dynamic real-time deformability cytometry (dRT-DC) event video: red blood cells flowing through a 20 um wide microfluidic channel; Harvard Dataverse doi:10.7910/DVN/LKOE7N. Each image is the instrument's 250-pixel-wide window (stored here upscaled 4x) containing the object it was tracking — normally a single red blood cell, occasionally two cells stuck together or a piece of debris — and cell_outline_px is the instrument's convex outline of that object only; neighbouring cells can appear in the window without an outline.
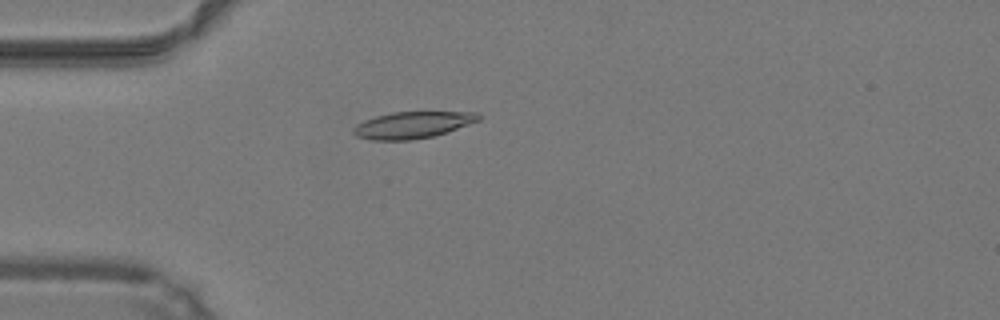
{"species": "common noctule bat (a hibernating species)", "species_latin": "Nyctalus noctula", "temperature_condition": "warm", "stored_images_in_passage": 20, "camera_frame_rate_fps": 3000, "um_per_image_px": 0.085, "animal": {"sex": "male", "body_mass_g": 19.2, "forearm_length_mm": 51.8}, "frame": {"image": 1, "passage_image": 6, "time_ms": 1.667, "image_size_px": [1000, 320], "cell_outline_px": [[480, 120], [448, 132], [432, 136], [412, 140], [372, 140], [356, 136], [352, 132], [352, 128], [356, 124], [364, 120], [376, 116], [392, 112], [480, 112]], "centroid_in_image_um": [35.06, 10.62], "position_along_channel_um": 49.9, "area_um2": 19.54}}
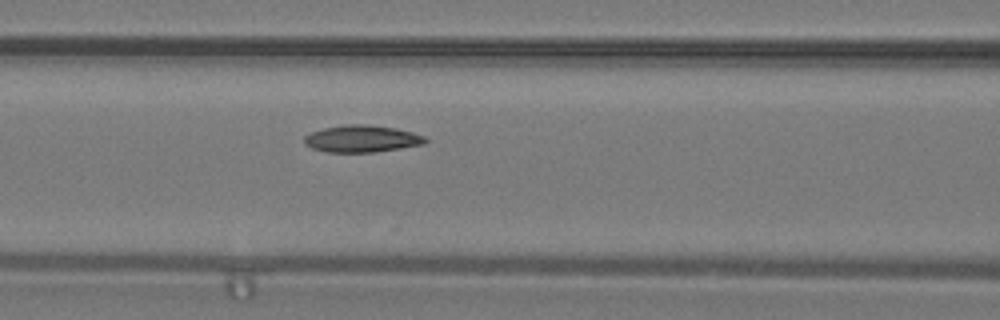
{"frame": {"image": 2, "passage_image": 13, "time_ms": 4.0, "image_size_px": [1000, 320], "cell_outline_px": [[428, 140], [424, 144], [400, 148], [372, 152], [328, 152], [312, 148], [304, 144], [304, 136], [312, 132], [324, 128], [344, 124], [368, 124], [396, 128], [412, 132], [424, 136]], "centroid_in_image_um": [30.75, 11.78], "position_along_channel_um": 135.9, "area_um2": 19.02}}
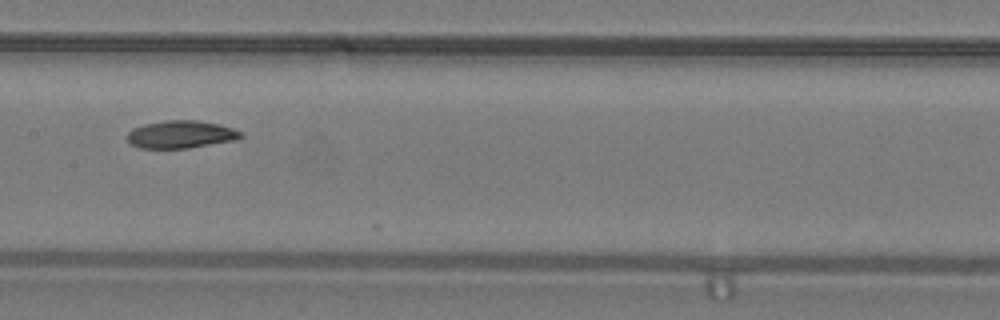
{"frame": {"image": 3, "passage_image": 17, "time_ms": 5.333, "image_size_px": [1000, 320], "cell_outline_px": [[244, 136], [236, 140], [188, 148], [140, 148], [132, 144], [128, 140], [128, 132], [132, 128], [144, 124], [164, 120], [196, 120], [220, 124], [232, 128], [240, 132]], "centroid_in_image_um": [15.38, 11.42], "position_along_channel_um": 192.0, "area_um2": 18.26}}